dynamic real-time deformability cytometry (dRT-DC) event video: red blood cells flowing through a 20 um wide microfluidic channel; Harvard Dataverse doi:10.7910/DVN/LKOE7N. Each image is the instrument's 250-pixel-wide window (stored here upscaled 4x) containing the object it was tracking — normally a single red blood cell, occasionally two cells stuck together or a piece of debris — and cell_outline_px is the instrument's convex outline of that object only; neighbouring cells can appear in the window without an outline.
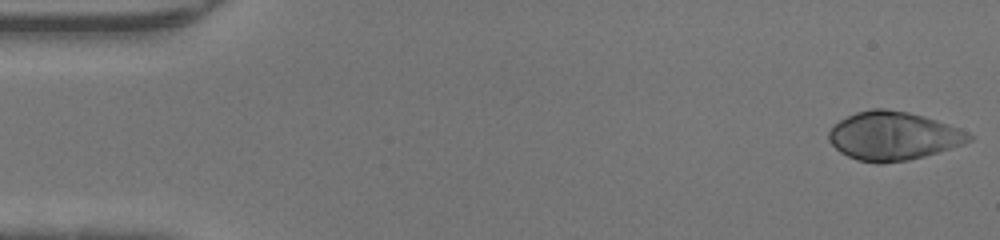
{"species": "human", "species_latin": "Homo sapiens", "temperature_condition": "warm", "stored_images_in_passage": 46, "camera_frame_rate_fps": 3000, "um_per_image_px": 0.085, "donor": {"sex": "male"}, "frame": {"image": 1, "passage_image": 1, "time_ms": 0.0, "image_size_px": [1000, 240], "cell_outline_px": [[972, 140], [964, 144], [924, 156], [908, 160], [880, 164], [876, 164], [856, 160], [840, 152], [828, 140], [828, 132], [840, 120], [856, 112], [872, 108], [884, 108], [908, 112], [924, 116], [960, 128], [968, 132], [972, 136]], "centroid_in_image_um": [75.92, 11.56], "position_along_channel_um": 9.1, "area_um2": 39.65}}
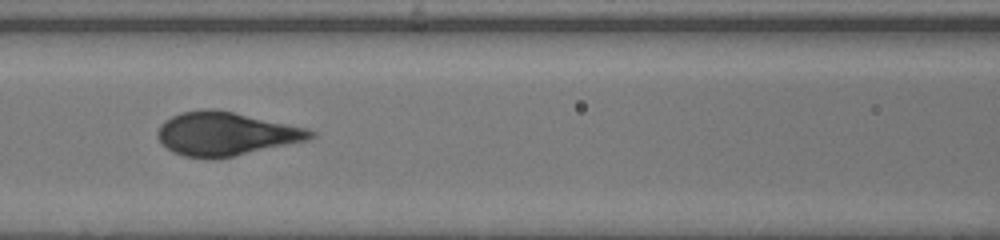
{"frame": {"image": 2, "passage_image": 20, "time_ms": 6.333, "image_size_px": [1000, 240], "cell_outline_px": [[316, 136], [308, 140], [232, 156], [184, 156], [168, 148], [156, 136], [156, 132], [160, 124], [164, 120], [180, 112], [208, 108], [232, 112], [308, 128], [316, 132]], "centroid_in_image_um": [19.2, 11.34], "position_along_channel_um": 147.4, "area_um2": 37.86}}
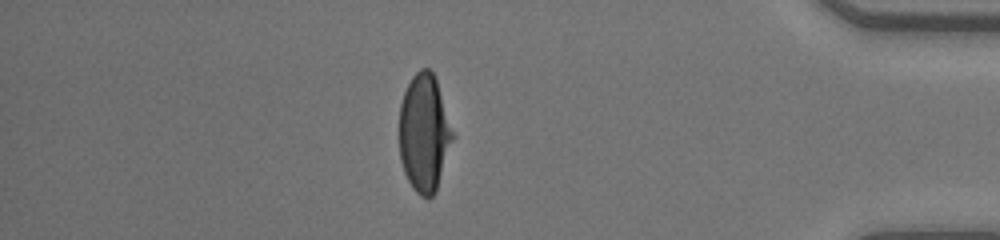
{"frame": {"image": 3, "passage_image": 40, "time_ms": 13.0, "image_size_px": [1000, 240], "cell_outline_px": [[456, 136], [436, 192], [428, 200], [420, 196], [412, 188], [404, 172], [400, 160], [400, 104], [404, 92], [412, 76], [420, 68], [428, 68], [432, 72], [436, 80]], "centroid_in_image_um": [36.09, 11.35], "position_along_channel_um": 399.1, "area_um2": 37.17}}